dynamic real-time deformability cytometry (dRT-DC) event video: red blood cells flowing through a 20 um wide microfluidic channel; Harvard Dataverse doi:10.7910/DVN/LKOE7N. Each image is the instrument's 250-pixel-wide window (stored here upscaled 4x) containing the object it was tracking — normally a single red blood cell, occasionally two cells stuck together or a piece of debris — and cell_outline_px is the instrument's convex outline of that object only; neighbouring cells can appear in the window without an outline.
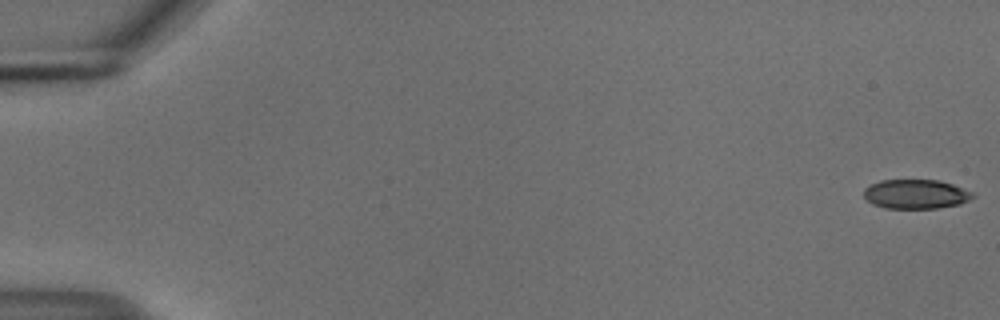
{"species": "common noctule bat (a hibernating species)", "species_latin": "Nyctalus noctula", "temperature_condition": "cold", "stored_images_in_passage": 55, "camera_frame_rate_fps": 3000, "um_per_image_px": 0.085, "animal": {"sex": "male", "body_mass_g": 18.8}, "frame": {"image": 1, "passage_image": 1, "time_ms": 0.0, "image_size_px": [1000, 320], "cell_outline_px": [[976, 196], [960, 204], [936, 208], [884, 208], [872, 204], [864, 196], [864, 188], [880, 180], [940, 180], [976, 192]], "centroid_in_image_um": [77.88, 16.49], "position_along_channel_um": 7.1, "area_um2": 18.73}}
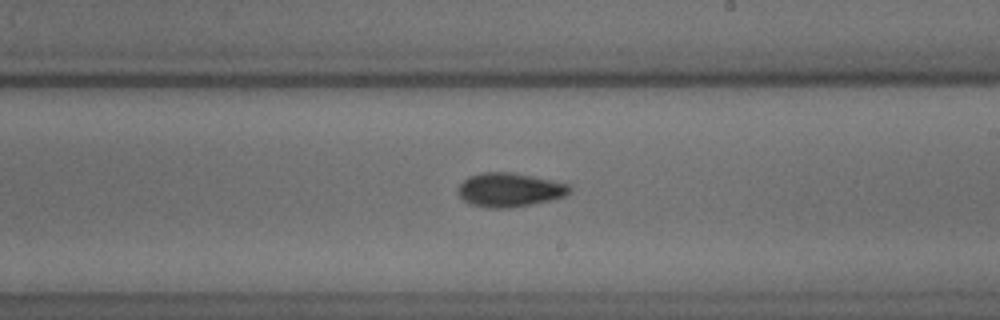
{"frame": {"image": 2, "passage_image": 33, "time_ms": 10.667, "image_size_px": [1000, 320], "cell_outline_px": [[572, 188], [564, 196], [532, 204], [508, 208], [488, 208], [468, 204], [456, 192], [456, 188], [468, 176], [480, 172], [512, 172], [572, 184]], "centroid_in_image_um": [43.27, 16.13], "position_along_channel_um": 245.7, "area_um2": 22.25}}
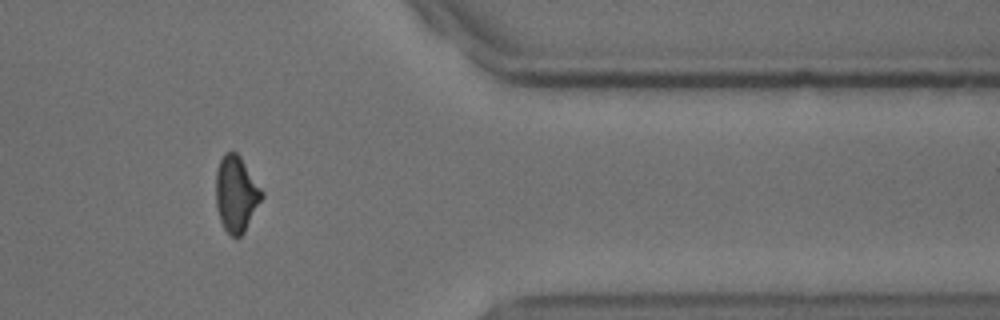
{"frame": {"image": 3, "passage_image": 46, "time_ms": 15.0, "image_size_px": [1000, 320], "cell_outline_px": [[264, 196], [244, 232], [240, 236], [232, 236], [224, 228], [220, 220], [216, 208], [216, 172], [220, 160], [224, 152], [236, 152], [240, 156], [264, 192]], "centroid_in_image_um": [20.08, 16.47], "position_along_channel_um": 391.3, "area_um2": 20.29}, "authors_computed_cell_mechanics": {"area_um2": 20.6924, "velocity_mm_per_s": 3.7327, "shape_relaxation_time_tau1_ms": 3.9918, "shape_relaxation_time_tau2_ms": 3.6999, "deformation_change_tau1": 0.1216, "deformation_change_tau2": 0.0867}}